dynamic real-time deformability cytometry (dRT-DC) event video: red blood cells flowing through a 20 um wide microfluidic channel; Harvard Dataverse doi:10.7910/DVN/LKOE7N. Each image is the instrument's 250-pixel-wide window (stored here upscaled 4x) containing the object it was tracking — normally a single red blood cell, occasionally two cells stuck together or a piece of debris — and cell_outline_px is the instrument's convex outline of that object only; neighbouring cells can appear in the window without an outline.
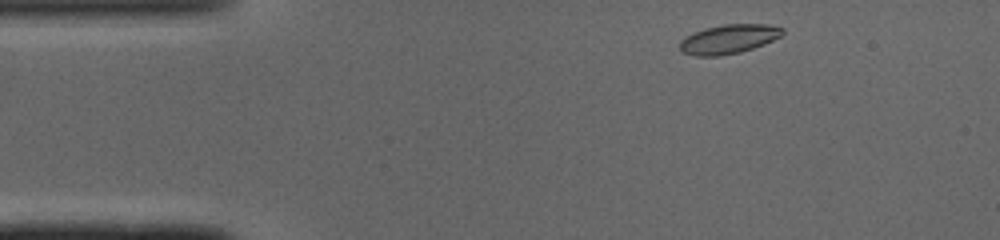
{"species": "common noctule bat (a hibernating species)", "species_latin": "Nyctalus noctula", "temperature_condition": "cold", "stored_images_in_passage": 44, "camera_frame_rate_fps": 3000, "um_per_image_px": 0.085, "animal": {"sex": "male", "body_mass_g": 19.0, "forearm_length_mm": 50.8}, "frame": {"image": 1, "passage_image": 2, "time_ms": 0.333, "image_size_px": [1000, 240], "cell_outline_px": [[784, 32], [780, 36], [764, 44], [740, 52], [720, 56], [696, 56], [684, 52], [680, 48], [680, 40], [684, 36], [704, 28], [724, 24], [768, 24], [784, 28]], "centroid_in_image_um": [61.93, 3.31], "position_along_channel_um": 23.1, "area_um2": 17.46}}
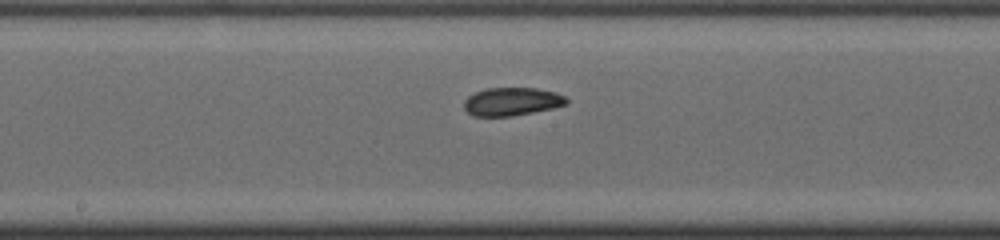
{"frame": {"image": 2, "passage_image": 20, "time_ms": 6.333, "image_size_px": [1000, 240], "cell_outline_px": [[568, 104], [552, 108], [512, 116], [472, 116], [464, 108], [464, 100], [468, 96], [484, 88], [536, 88], [556, 92], [564, 96], [568, 100]], "centroid_in_image_um": [43.5, 8.63], "position_along_channel_um": 204.7, "area_um2": 16.82}}
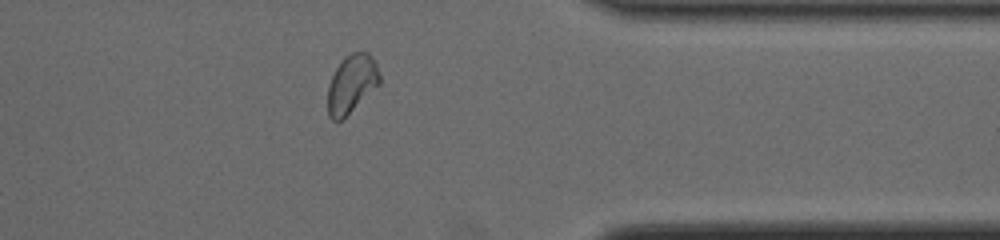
{"frame": {"image": 3, "passage_image": 34, "time_ms": 11.0, "image_size_px": [1000, 240], "cell_outline_px": [[380, 84], [340, 120], [332, 120], [328, 116], [328, 84], [336, 68], [344, 56], [352, 52], [368, 52], [376, 60], [380, 76]], "centroid_in_image_um": [29.9, 7.08], "position_along_channel_um": 381.5, "area_um2": 17.51}, "authors_computed_cell_mechanics": {"area_um2": 17.1955, "velocity_mm_per_s": 4.0832, "shape_relaxation_time_tau1_ms": 4.5732, "shape_relaxation_time_tau2_ms": 1.6525, "deformation_change_tau1": 0.1289, "deformation_change_tau2": 0.0518}}